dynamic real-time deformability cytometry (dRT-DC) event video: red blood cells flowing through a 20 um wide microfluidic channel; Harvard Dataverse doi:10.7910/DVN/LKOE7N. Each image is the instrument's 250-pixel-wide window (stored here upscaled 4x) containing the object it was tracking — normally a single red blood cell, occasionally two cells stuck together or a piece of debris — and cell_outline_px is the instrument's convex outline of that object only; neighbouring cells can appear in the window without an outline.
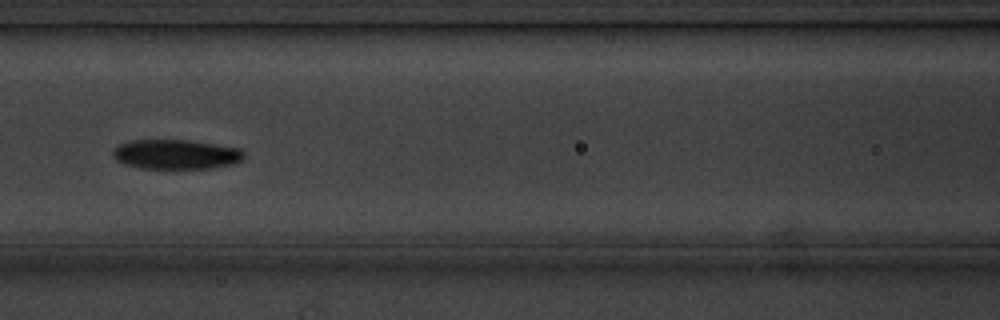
{"species": "common noctule bat (a hibernating species)", "species_latin": "Nyctalus noctula", "temperature_condition": "cold", "stored_images_in_passage": 8, "camera_frame_rate_fps": 3000, "um_per_image_px": 0.085, "animal": {"sex": "male", "body_mass_g": 20.1, "forearm_length_mm": 53.5}, "frame": {"image": 1, "passage_image": 6, "time_ms": 6.0, "image_size_px": [1000, 320], "cell_outline_px": [[244, 156], [240, 160], [232, 164], [212, 168], [140, 168], [124, 164], [116, 160], [112, 156], [112, 152], [120, 144], [132, 140], [188, 140], [216, 144], [240, 148], [244, 152]], "centroid_in_image_um": [14.95, 13.11], "position_along_channel_um": 151.6, "area_um2": 22.54}}